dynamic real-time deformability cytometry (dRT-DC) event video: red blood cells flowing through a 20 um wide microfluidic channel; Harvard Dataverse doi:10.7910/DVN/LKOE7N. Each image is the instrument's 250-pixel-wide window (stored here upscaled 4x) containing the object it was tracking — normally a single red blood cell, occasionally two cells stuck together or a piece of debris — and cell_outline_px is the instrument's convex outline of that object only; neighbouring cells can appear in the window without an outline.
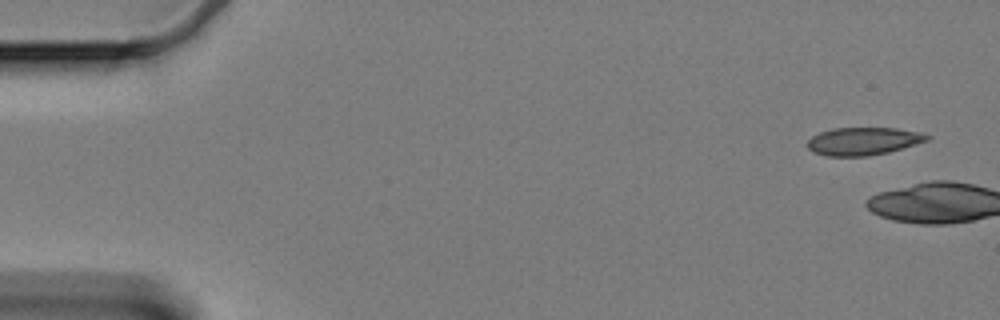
{"species": "Egyptian fruit bat (a non-hibernating species)", "species_latin": "Rousettus aegyptiacus", "temperature_condition": "cold", "stored_images_in_passage": 4, "camera_frame_rate_fps": 3000, "um_per_image_px": 0.085, "animal": {"sex": "female"}, "frame": {"image": 1, "passage_image": 1, "time_ms": 0.0, "image_size_px": [1000, 320], "cell_outline_px": [[932, 136], [928, 140], [916, 144], [888, 152], [868, 156], [828, 156], [812, 152], [808, 148], [808, 140], [812, 136], [820, 132], [832, 128], [896, 128], [920, 132]], "centroid_in_image_um": [73.38, 12.0], "position_along_channel_um": 11.6, "area_um2": 19.36}}